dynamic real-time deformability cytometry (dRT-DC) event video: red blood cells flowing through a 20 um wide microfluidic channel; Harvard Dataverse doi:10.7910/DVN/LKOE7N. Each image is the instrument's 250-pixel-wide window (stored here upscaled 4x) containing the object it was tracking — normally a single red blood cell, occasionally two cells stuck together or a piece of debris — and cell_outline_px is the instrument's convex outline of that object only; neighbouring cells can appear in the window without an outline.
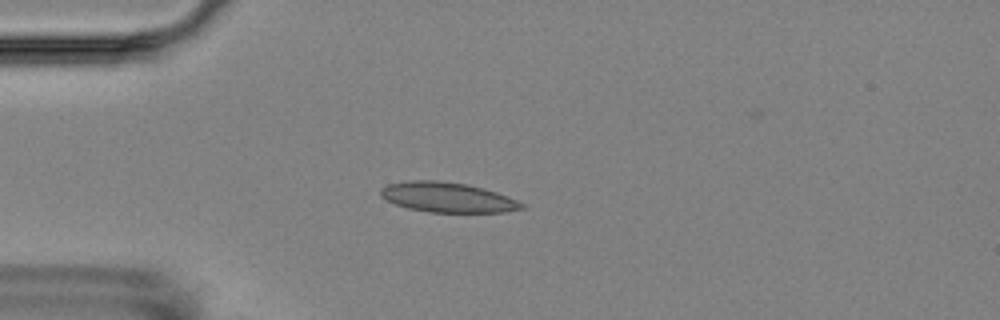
{"species": "Egyptian fruit bat (a non-hibernating species)", "species_latin": "Rousettus aegyptiacus", "temperature_condition": "room temperature", "stored_images_in_passage": 3, "camera_frame_rate_fps": 3000, "um_per_image_px": 0.085, "animal": {"sex": "female"}, "frame": {"image": 1, "passage_image": 3, "time_ms": 3.0, "image_size_px": [1000, 320], "cell_outline_px": [[524, 208], [504, 212], [428, 212], [408, 208], [396, 204], [380, 196], [380, 188], [388, 184], [408, 180], [436, 180], [464, 184], [496, 192], [516, 200], [524, 204]], "centroid_in_image_um": [37.99, 16.77], "position_along_channel_um": 47.0, "area_um2": 24.33}}